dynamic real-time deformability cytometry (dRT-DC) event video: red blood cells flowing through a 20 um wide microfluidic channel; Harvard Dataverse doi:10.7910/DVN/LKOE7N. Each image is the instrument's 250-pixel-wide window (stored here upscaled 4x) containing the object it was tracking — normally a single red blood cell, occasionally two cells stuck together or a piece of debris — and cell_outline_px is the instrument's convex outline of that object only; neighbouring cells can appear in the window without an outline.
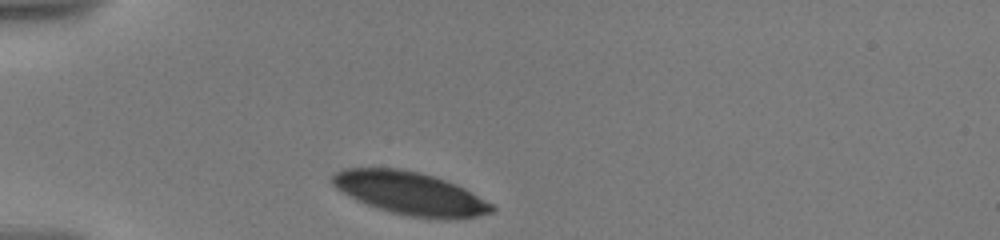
{"species": "human", "species_latin": "Homo sapiens", "temperature_condition": "warm", "stored_images_in_passage": 11, "camera_frame_rate_fps": 3000, "um_per_image_px": 0.085, "donor": {"sex": "male"}, "frame": {"image": 1, "passage_image": 1, "time_ms": 0.0, "image_size_px": [1000, 240], "cell_outline_px": [[496, 208], [492, 212], [460, 220], [448, 220], [408, 216], [376, 208], [356, 200], [340, 192], [328, 180], [336, 172], [344, 168], [400, 168], [420, 172], [456, 184], [464, 188], [492, 204]], "centroid_in_image_um": [34.84, 16.44], "position_along_channel_um": 50.2, "area_um2": 40.17}}
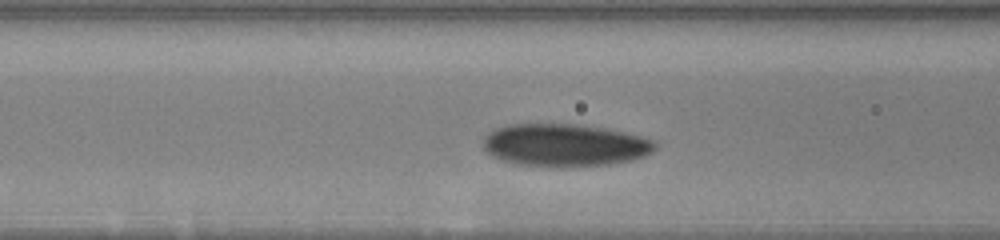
{"frame": {"image": 2, "passage_image": 7, "time_ms": 2.667, "image_size_px": [1000, 240], "cell_outline_px": [[656, 148], [652, 152], [644, 156], [632, 160], [612, 164], [572, 168], [560, 168], [516, 164], [492, 156], [484, 148], [484, 136], [488, 132], [496, 128], [508, 124], [580, 124], [604, 128], [624, 132], [640, 136], [652, 140], [656, 144]], "centroid_in_image_um": [48.0, 12.35], "position_along_channel_um": 118.6, "area_um2": 43.18}}
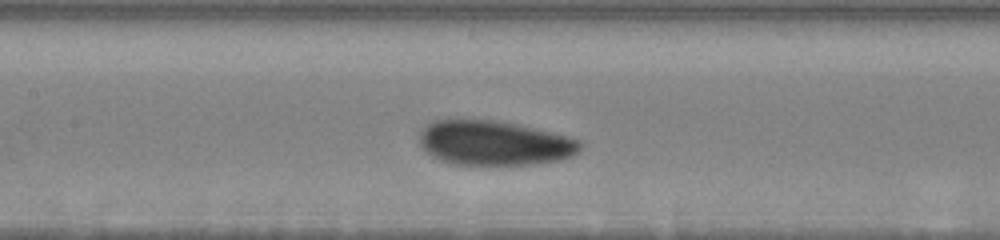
{"frame": {"image": 3, "passage_image": 10, "time_ms": 4.0, "image_size_px": [1000, 240], "cell_outline_px": [[580, 148], [572, 156], [560, 160], [536, 164], [452, 164], [440, 160], [432, 156], [420, 144], [420, 132], [432, 120], [460, 116], [492, 120], [516, 124], [552, 132], [580, 140]], "centroid_in_image_um": [41.95, 12.11], "position_along_channel_um": 165.5, "area_um2": 42.25}}